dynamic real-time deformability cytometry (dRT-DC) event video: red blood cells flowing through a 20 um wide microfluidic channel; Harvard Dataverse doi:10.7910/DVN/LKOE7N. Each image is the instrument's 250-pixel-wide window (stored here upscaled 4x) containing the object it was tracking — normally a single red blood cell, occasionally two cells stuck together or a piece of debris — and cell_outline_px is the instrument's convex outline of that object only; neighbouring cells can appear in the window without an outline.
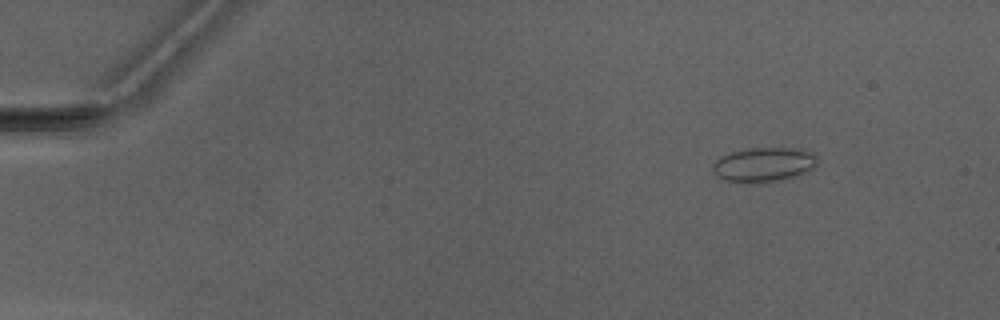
{"species": "Egyptian fruit bat (a non-hibernating species)", "species_latin": "Rousettus aegyptiacus", "temperature_condition": "warm", "stored_images_in_passage": 3, "camera_frame_rate_fps": 3000, "um_per_image_px": 0.085, "animal": {"sex": "male"}, "frame": {"image": 1, "passage_image": 2, "time_ms": 1.0, "image_size_px": [1000, 320], "cell_outline_px": [[816, 168], [800, 176], [780, 180], [756, 184], [724, 180], [716, 176], [712, 172], [712, 164], [720, 156], [732, 152], [752, 148], [800, 148], [816, 152]], "centroid_in_image_um": [64.96, 14.0], "position_along_channel_um": 20.0, "area_um2": 21.62}}